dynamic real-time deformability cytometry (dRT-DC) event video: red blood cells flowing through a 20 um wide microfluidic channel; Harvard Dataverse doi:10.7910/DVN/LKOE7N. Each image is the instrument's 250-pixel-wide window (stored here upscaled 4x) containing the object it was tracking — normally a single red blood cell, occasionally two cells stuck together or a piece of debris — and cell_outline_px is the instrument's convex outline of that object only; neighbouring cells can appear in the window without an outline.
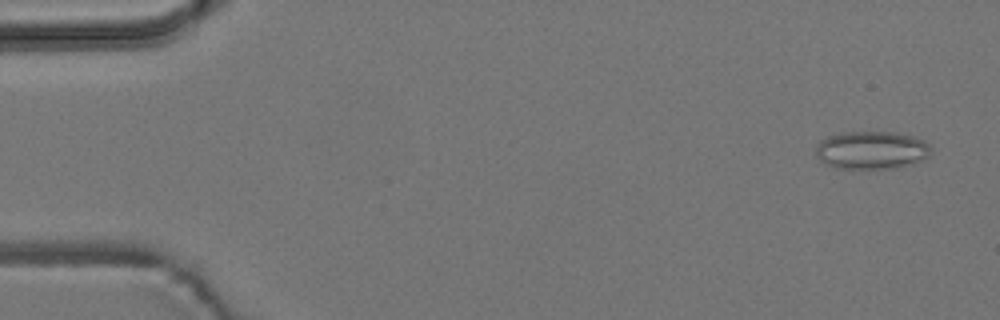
{"species": "common noctule bat (a hibernating species)", "species_latin": "Nyctalus noctula", "temperature_condition": "room temperature", "stored_images_in_passage": 17, "camera_frame_rate_fps": 3000, "um_per_image_px": 0.085, "animal": {"sex": "male", "body_mass_g": 19.2, "forearm_length_mm": 51.8}, "frame": {"image": 1, "passage_image": 3, "time_ms": 0.667, "image_size_px": [1000, 320], "cell_outline_px": [[932, 148], [928, 156], [912, 164], [896, 168], [836, 168], [824, 164], [816, 156], [816, 144], [820, 140], [828, 136], [840, 132], [892, 132], [912, 136], [924, 140]], "centroid_in_image_um": [74.05, 12.76], "position_along_channel_um": 11.0, "area_um2": 25.61}}
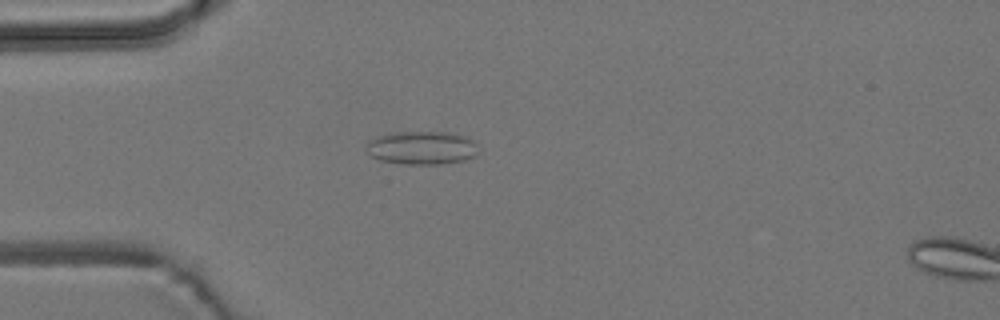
{"frame": {"image": 2, "passage_image": 15, "time_ms": 4.667, "image_size_px": [1000, 320], "cell_outline_px": [[476, 156], [464, 160], [440, 164], [404, 164], [380, 160], [368, 156], [364, 148], [364, 144], [368, 140], [376, 136], [392, 132], [448, 132], [468, 136], [476, 144]], "centroid_in_image_um": [35.78, 12.56], "position_along_channel_um": 49.2, "area_um2": 22.2}}